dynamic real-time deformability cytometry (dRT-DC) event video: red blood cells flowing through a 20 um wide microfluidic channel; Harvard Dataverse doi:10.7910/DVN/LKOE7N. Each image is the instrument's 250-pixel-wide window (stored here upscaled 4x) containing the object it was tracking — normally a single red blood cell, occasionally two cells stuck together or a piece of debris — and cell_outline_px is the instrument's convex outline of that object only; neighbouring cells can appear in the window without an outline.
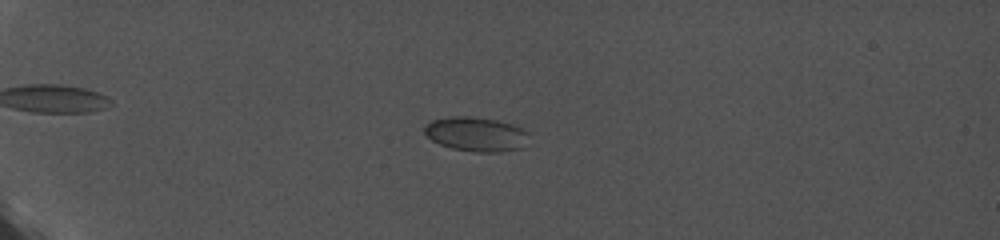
{"species": "common noctule bat (a hibernating species)", "species_latin": "Nyctalus noctula", "temperature_condition": "cold", "stored_images_in_passage": 88, "camera_frame_rate_fps": 5000, "um_per_image_px": 0.085, "animal": {"sex": "female", "body_mass_g": 19.0, "forearm_length_mm": 56.7}, "frame": {"image": 1, "passage_image": 32, "time_ms": 6.2, "image_size_px": [1000, 240], "cell_outline_px": [[528, 132], [520, 148], [496, 152], [476, 152], [452, 148], [440, 144], [432, 140], [424, 132], [424, 124], [432, 120], [448, 116], [472, 116], [496, 120], [512, 124]], "centroid_in_image_um": [40.39, 11.38], "position_along_channel_um": 44.6, "area_um2": 20.63}}
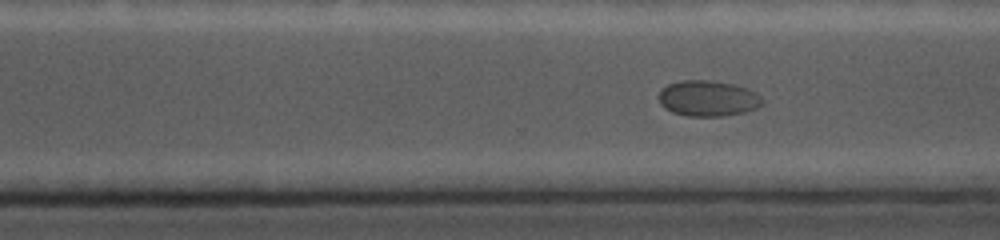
{"frame": {"image": 2, "passage_image": 79, "time_ms": 15.6, "image_size_px": [1000, 240], "cell_outline_px": [[760, 104], [756, 108], [744, 112], [720, 116], [688, 116], [672, 112], [664, 108], [660, 104], [660, 92], [668, 84], [680, 80], [704, 80], [732, 84], [756, 92], [760, 96]], "centroid_in_image_um": [60.13, 8.37], "position_along_channel_um": 310.5, "area_um2": 21.15}}
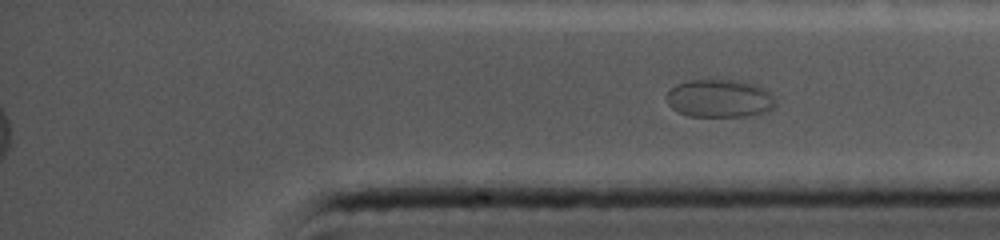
{"frame": {"image": 3, "passage_image": 88, "time_ms": 17.4, "image_size_px": [1000, 240], "cell_outline_px": [[776, 108], [760, 116], [688, 116], [676, 112], [668, 104], [668, 92], [676, 84], [688, 80], [740, 80], [756, 84], [764, 88], [776, 100]], "centroid_in_image_um": [61.23, 8.38], "position_along_channel_um": 374.0, "area_um2": 24.57}}